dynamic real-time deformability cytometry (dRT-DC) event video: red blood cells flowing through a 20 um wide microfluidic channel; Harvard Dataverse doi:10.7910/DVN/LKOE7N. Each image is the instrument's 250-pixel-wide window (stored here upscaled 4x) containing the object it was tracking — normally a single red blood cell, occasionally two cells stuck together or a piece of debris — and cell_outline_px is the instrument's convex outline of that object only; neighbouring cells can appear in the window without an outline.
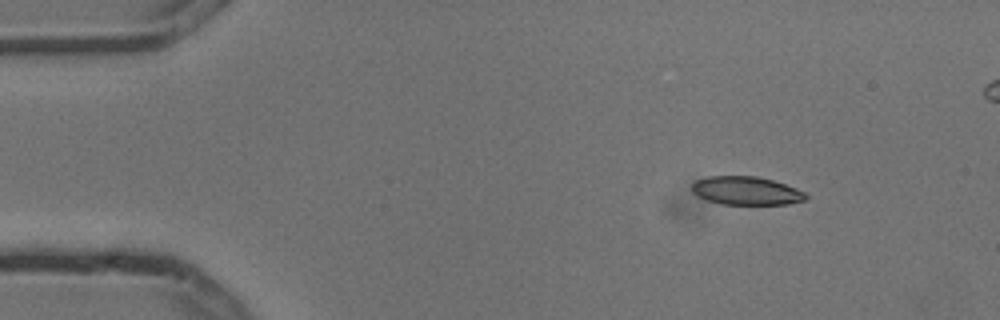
{"species": "common noctule bat (a hibernating species)", "species_latin": "Nyctalus noctula", "temperature_condition": "cold", "stored_images_in_passage": 6, "camera_frame_rate_fps": 3000, "um_per_image_px": 0.085, "animal": {"sex": "male", "body_mass_g": 13.3}, "frame": {"image": 1, "passage_image": 1, "time_ms": 0.0, "image_size_px": [1000, 320], "cell_outline_px": [[808, 196], [804, 200], [788, 204], [720, 204], [696, 196], [692, 192], [692, 184], [696, 180], [708, 176], [756, 176], [772, 180], [796, 188], [804, 192]], "centroid_in_image_um": [63.4, 16.21], "position_along_channel_um": 21.6, "area_um2": 18.79}}
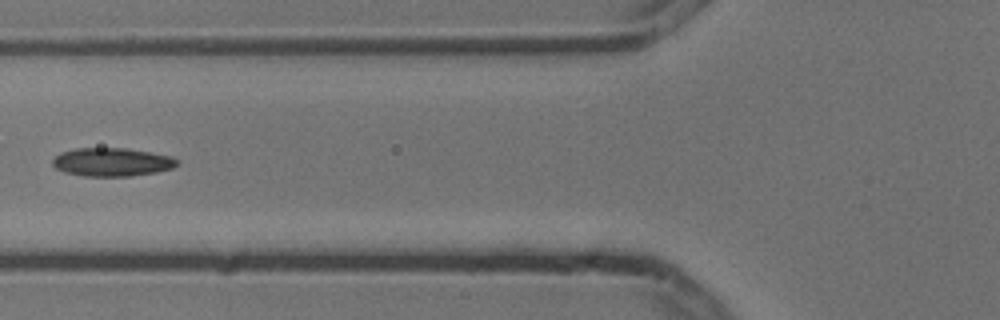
{"frame": {"image": 2, "passage_image": 5, "time_ms": 1.333, "image_size_px": [1000, 320], "cell_outline_px": [[180, 164], [172, 168], [156, 172], [128, 176], [84, 176], [64, 172], [56, 168], [52, 164], [52, 160], [60, 152], [76, 148], [124, 148], [172, 156], [180, 160]], "centroid_in_image_um": [9.53, 13.77], "position_along_channel_um": 116.3, "area_um2": 20.63}}
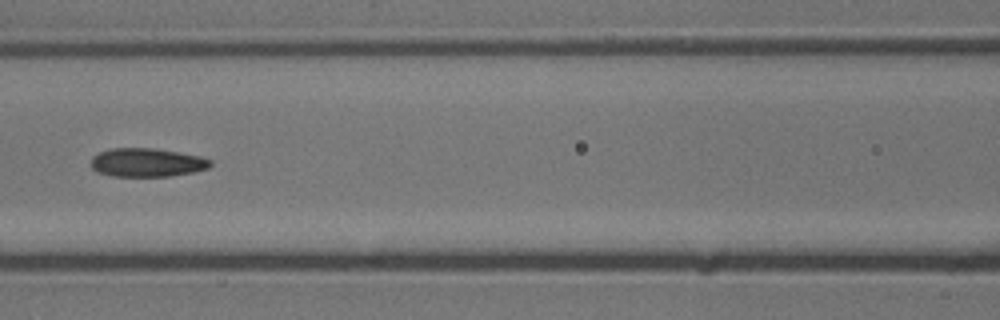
{"frame": {"image": 3, "passage_image": 6, "time_ms": 1.667, "image_size_px": [1000, 320], "cell_outline_px": [[212, 164], [208, 168], [192, 172], [168, 176], [112, 176], [96, 172], [92, 168], [92, 156], [100, 152], [112, 148], [152, 148], [180, 152], [200, 156], [212, 160]], "centroid_in_image_um": [12.49, 13.81], "position_along_channel_um": 154.1, "area_um2": 19.88}}